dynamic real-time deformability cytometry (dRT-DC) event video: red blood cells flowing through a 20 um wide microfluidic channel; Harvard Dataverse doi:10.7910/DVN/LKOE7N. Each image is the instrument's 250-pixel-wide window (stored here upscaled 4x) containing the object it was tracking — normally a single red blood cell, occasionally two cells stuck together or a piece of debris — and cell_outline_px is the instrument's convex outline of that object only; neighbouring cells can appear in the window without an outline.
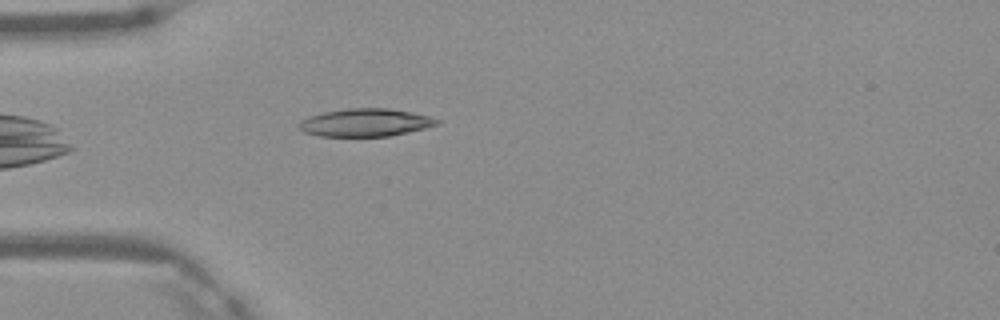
{"species": "Egyptian fruit bat (a non-hibernating species)", "species_latin": "Rousettus aegyptiacus", "temperature_condition": "warm", "stored_images_in_passage": 3, "camera_frame_rate_fps": 3000, "um_per_image_px": 0.085, "frame": {"image": 1, "passage_image": 3, "time_ms": 0.667, "image_size_px": [1000, 320], "cell_outline_px": [[440, 124], [424, 128], [388, 136], [320, 136], [304, 132], [296, 128], [296, 124], [300, 120], [324, 112], [348, 108], [388, 108], [412, 112], [428, 116], [440, 120]], "centroid_in_image_um": [31.02, 10.41], "position_along_channel_um": 54.0, "area_um2": 22.31}}